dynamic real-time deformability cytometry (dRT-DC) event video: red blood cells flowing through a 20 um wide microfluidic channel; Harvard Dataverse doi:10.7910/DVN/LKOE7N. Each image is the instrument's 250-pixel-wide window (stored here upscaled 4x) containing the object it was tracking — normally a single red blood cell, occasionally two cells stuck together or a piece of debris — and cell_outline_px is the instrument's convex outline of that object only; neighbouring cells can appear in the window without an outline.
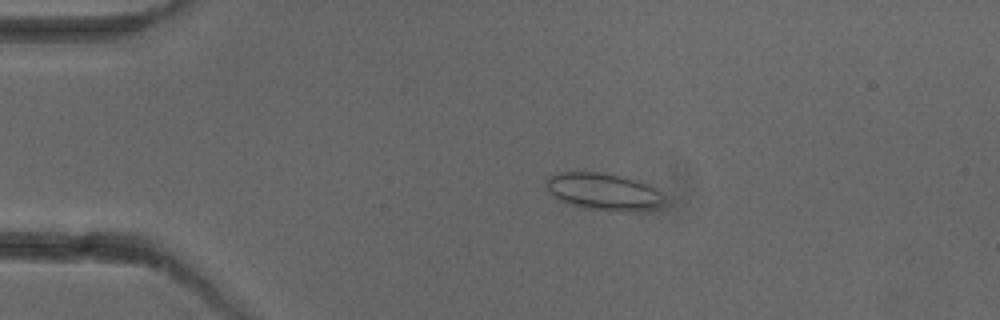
{"species": "common noctule bat (a hibernating species)", "species_latin": "Nyctalus noctula", "temperature_condition": "cold", "stored_images_in_passage": 7, "camera_frame_rate_fps": 3000, "um_per_image_px": 0.085, "animal": {"sex": "female"}, "frame": {"image": 1, "passage_image": 4, "time_ms": 3.333, "image_size_px": [1000, 320], "cell_outline_px": [[660, 204], [656, 208], [636, 212], [620, 212], [580, 208], [560, 200], [552, 196], [544, 180], [548, 176], [560, 172], [604, 172], [644, 180], [652, 184], [660, 192]], "centroid_in_image_um": [51.31, 16.28], "position_along_channel_um": 33.7, "area_um2": 26.13}}
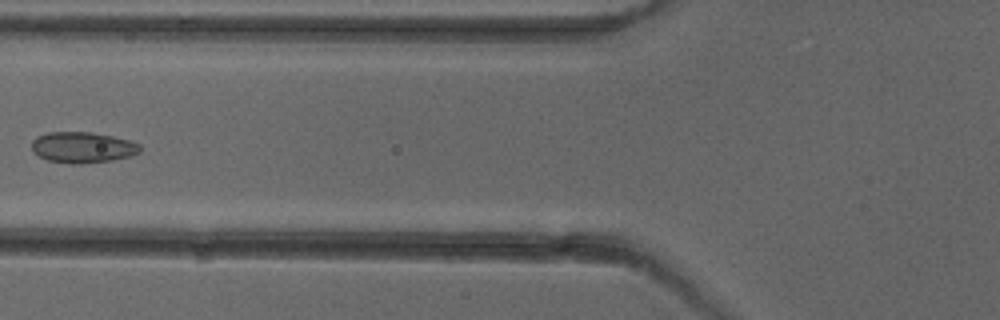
{"frame": {"image": 2, "passage_image": 6, "time_ms": 6.667, "image_size_px": [1000, 320], "cell_outline_px": [[140, 152], [128, 156], [112, 160], [80, 164], [72, 164], [48, 160], [32, 152], [32, 140], [36, 136], [48, 132], [92, 132], [112, 136], [128, 140], [140, 144]], "centroid_in_image_um": [6.99, 12.52], "position_along_channel_um": 118.8, "area_um2": 19.48}}
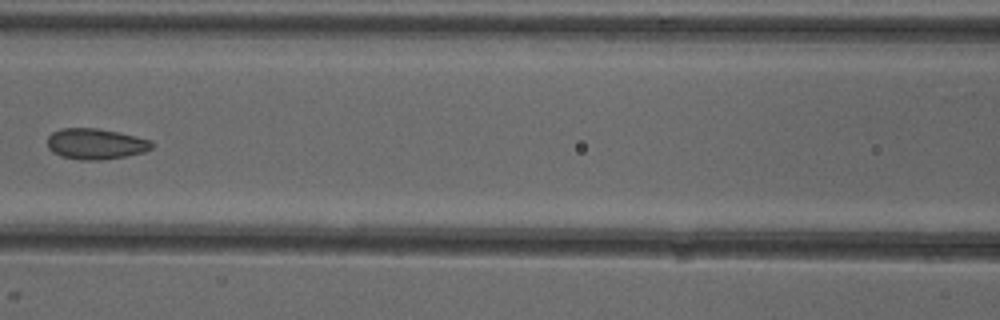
{"frame": {"image": 3, "passage_image": 7, "time_ms": 7.667, "image_size_px": [1000, 320], "cell_outline_px": [[152, 148], [144, 152], [104, 160], [80, 160], [60, 156], [52, 152], [48, 148], [48, 136], [52, 132], [60, 128], [96, 128], [116, 132], [152, 140]], "centroid_in_image_um": [8.09, 12.23], "position_along_channel_um": 158.5, "area_um2": 18.73}}